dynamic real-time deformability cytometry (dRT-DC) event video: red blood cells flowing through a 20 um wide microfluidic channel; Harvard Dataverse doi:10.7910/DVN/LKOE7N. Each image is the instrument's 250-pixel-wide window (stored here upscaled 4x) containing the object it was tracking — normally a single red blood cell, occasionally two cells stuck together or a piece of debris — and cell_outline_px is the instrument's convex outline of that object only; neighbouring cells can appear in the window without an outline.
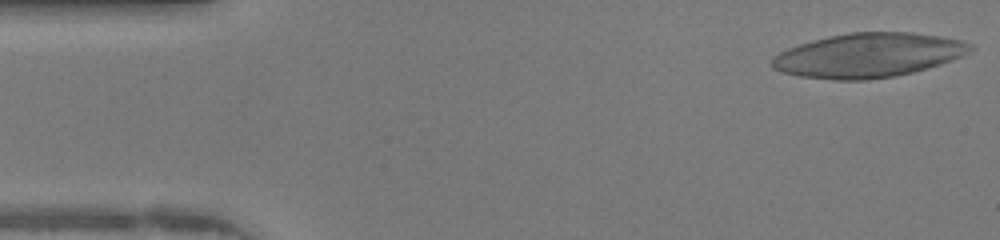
{"species": "human", "species_latin": "Homo sapiens", "temperature_condition": "warm", "stored_images_in_passage": 46, "camera_frame_rate_fps": 3000, "um_per_image_px": 0.085, "donor": {"sex": "female"}, "frame": {"image": 1, "passage_image": 1, "time_ms": 0.0, "image_size_px": [1000, 240], "cell_outline_px": [[976, 48], [952, 60], [940, 64], [912, 72], [892, 76], [864, 80], [832, 80], [800, 76], [780, 72], [772, 68], [772, 56], [788, 48], [800, 44], [828, 36], [852, 32], [912, 32], [940, 36], [960, 40], [972, 44]], "centroid_in_image_um": [73.79, 4.7], "position_along_channel_um": 11.2, "area_um2": 51.04}}
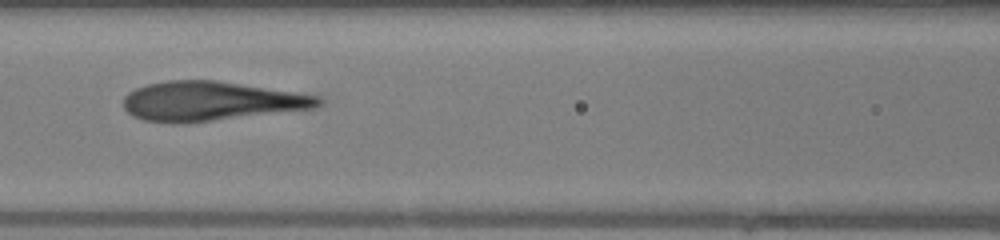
{"frame": {"image": 2, "passage_image": 19, "time_ms": 6.0, "image_size_px": [1000, 240], "cell_outline_px": [[324, 100], [316, 108], [180, 124], [172, 124], [144, 120], [132, 116], [124, 108], [124, 96], [128, 92], [136, 88], [148, 84], [168, 80], [216, 80], [316, 96]], "centroid_in_image_um": [17.85, 8.61], "position_along_channel_um": 148.7, "area_um2": 44.33}}
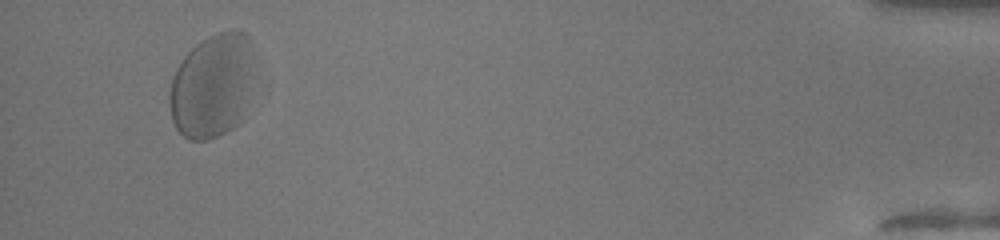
{"frame": {"image": 3, "passage_image": 44, "time_ms": 14.333, "image_size_px": [1000, 240], "cell_outline_px": [[248, 72], [244, 100], [240, 120], [232, 128], [208, 140], [188, 140], [176, 128], [172, 120], [168, 104], [168, 96], [172, 80], [176, 68], [184, 56], [196, 44], [208, 36], [232, 28], [236, 28], [244, 32], [248, 36]], "centroid_in_image_um": [17.89, 7.3], "position_along_channel_um": 417.3, "area_um2": 49.59}, "authors_computed_cell_mechanics": {"area_um2": 46.9625, "velocity_mm_per_s": 4.1798, "shape_relaxation_time_tau1_ms": 4.8817, "shape_relaxation_time_tau2_ms": 0.753, "deformation_change_tau1": 0.183, "deformation_change_tau2": 0.0942}}